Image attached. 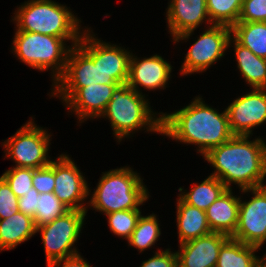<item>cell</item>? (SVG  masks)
I'll use <instances>...</instances> for the list:
<instances>
[{
  "label": "cell",
  "instance_id": "1",
  "mask_svg": "<svg viewBox=\"0 0 266 267\" xmlns=\"http://www.w3.org/2000/svg\"><path fill=\"white\" fill-rule=\"evenodd\" d=\"M234 135L227 142L212 148L203 157L215 169L210 174L228 189L237 184L241 190L265 186L266 143L262 138Z\"/></svg>",
  "mask_w": 266,
  "mask_h": 267
},
{
  "label": "cell",
  "instance_id": "2",
  "mask_svg": "<svg viewBox=\"0 0 266 267\" xmlns=\"http://www.w3.org/2000/svg\"><path fill=\"white\" fill-rule=\"evenodd\" d=\"M161 118L162 135L197 145L202 156L234 136L226 109L219 113L204 104L200 97H195L188 106L174 113H162Z\"/></svg>",
  "mask_w": 266,
  "mask_h": 267
},
{
  "label": "cell",
  "instance_id": "3",
  "mask_svg": "<svg viewBox=\"0 0 266 267\" xmlns=\"http://www.w3.org/2000/svg\"><path fill=\"white\" fill-rule=\"evenodd\" d=\"M14 13L16 31H26L72 40L73 46L80 42L79 21L64 5L52 0H28Z\"/></svg>",
  "mask_w": 266,
  "mask_h": 267
},
{
  "label": "cell",
  "instance_id": "4",
  "mask_svg": "<svg viewBox=\"0 0 266 267\" xmlns=\"http://www.w3.org/2000/svg\"><path fill=\"white\" fill-rule=\"evenodd\" d=\"M145 95L130 88L127 83L119 84L111 96V100L101 115L111 122L113 134L120 142L131 132L146 127L147 132L161 134V115L157 118L151 111ZM153 113V114H152ZM154 116V117H153Z\"/></svg>",
  "mask_w": 266,
  "mask_h": 267
},
{
  "label": "cell",
  "instance_id": "5",
  "mask_svg": "<svg viewBox=\"0 0 266 267\" xmlns=\"http://www.w3.org/2000/svg\"><path fill=\"white\" fill-rule=\"evenodd\" d=\"M100 178L89 202L102 213L139 209L149 197L143 180L129 167L110 170Z\"/></svg>",
  "mask_w": 266,
  "mask_h": 267
},
{
  "label": "cell",
  "instance_id": "6",
  "mask_svg": "<svg viewBox=\"0 0 266 267\" xmlns=\"http://www.w3.org/2000/svg\"><path fill=\"white\" fill-rule=\"evenodd\" d=\"M12 50L18 59L40 71L52 69L55 83L64 73L71 47L63 38L26 31H16Z\"/></svg>",
  "mask_w": 266,
  "mask_h": 267
},
{
  "label": "cell",
  "instance_id": "7",
  "mask_svg": "<svg viewBox=\"0 0 266 267\" xmlns=\"http://www.w3.org/2000/svg\"><path fill=\"white\" fill-rule=\"evenodd\" d=\"M86 213L87 210H69L51 223L36 227V233H41L47 264L78 254L73 246L81 233Z\"/></svg>",
  "mask_w": 266,
  "mask_h": 267
},
{
  "label": "cell",
  "instance_id": "8",
  "mask_svg": "<svg viewBox=\"0 0 266 267\" xmlns=\"http://www.w3.org/2000/svg\"><path fill=\"white\" fill-rule=\"evenodd\" d=\"M87 32V33H86ZM84 30L78 45L97 65L98 84H124L129 76L130 51L94 38Z\"/></svg>",
  "mask_w": 266,
  "mask_h": 267
},
{
  "label": "cell",
  "instance_id": "9",
  "mask_svg": "<svg viewBox=\"0 0 266 267\" xmlns=\"http://www.w3.org/2000/svg\"><path fill=\"white\" fill-rule=\"evenodd\" d=\"M50 135L31 120L22 126L15 135L3 143L6 157L12 158L16 166L38 169L48 166Z\"/></svg>",
  "mask_w": 266,
  "mask_h": 267
},
{
  "label": "cell",
  "instance_id": "10",
  "mask_svg": "<svg viewBox=\"0 0 266 267\" xmlns=\"http://www.w3.org/2000/svg\"><path fill=\"white\" fill-rule=\"evenodd\" d=\"M232 30L225 25L211 24L191 46L181 66V74L203 72L222 58L229 47Z\"/></svg>",
  "mask_w": 266,
  "mask_h": 267
},
{
  "label": "cell",
  "instance_id": "11",
  "mask_svg": "<svg viewBox=\"0 0 266 267\" xmlns=\"http://www.w3.org/2000/svg\"><path fill=\"white\" fill-rule=\"evenodd\" d=\"M241 191L254 196L247 202L240 200L238 225L231 238L260 248L266 241V185Z\"/></svg>",
  "mask_w": 266,
  "mask_h": 267
},
{
  "label": "cell",
  "instance_id": "12",
  "mask_svg": "<svg viewBox=\"0 0 266 267\" xmlns=\"http://www.w3.org/2000/svg\"><path fill=\"white\" fill-rule=\"evenodd\" d=\"M118 85L97 83L82 88H53L52 95L59 94L66 107L79 117V122H84V119L101 117Z\"/></svg>",
  "mask_w": 266,
  "mask_h": 267
},
{
  "label": "cell",
  "instance_id": "13",
  "mask_svg": "<svg viewBox=\"0 0 266 267\" xmlns=\"http://www.w3.org/2000/svg\"><path fill=\"white\" fill-rule=\"evenodd\" d=\"M57 159L53 193L70 210H87L83 201L89 196L90 190L83 174L66 154Z\"/></svg>",
  "mask_w": 266,
  "mask_h": 267
},
{
  "label": "cell",
  "instance_id": "14",
  "mask_svg": "<svg viewBox=\"0 0 266 267\" xmlns=\"http://www.w3.org/2000/svg\"><path fill=\"white\" fill-rule=\"evenodd\" d=\"M234 135L250 136L252 128L266 121V89L253 88L226 108Z\"/></svg>",
  "mask_w": 266,
  "mask_h": 267
},
{
  "label": "cell",
  "instance_id": "15",
  "mask_svg": "<svg viewBox=\"0 0 266 267\" xmlns=\"http://www.w3.org/2000/svg\"><path fill=\"white\" fill-rule=\"evenodd\" d=\"M166 15L174 43L188 39L202 22L211 23L206 0H171Z\"/></svg>",
  "mask_w": 266,
  "mask_h": 267
},
{
  "label": "cell",
  "instance_id": "16",
  "mask_svg": "<svg viewBox=\"0 0 266 267\" xmlns=\"http://www.w3.org/2000/svg\"><path fill=\"white\" fill-rule=\"evenodd\" d=\"M229 238L228 235L211 232L180 244L177 253L178 267H215L220 247Z\"/></svg>",
  "mask_w": 266,
  "mask_h": 267
},
{
  "label": "cell",
  "instance_id": "17",
  "mask_svg": "<svg viewBox=\"0 0 266 267\" xmlns=\"http://www.w3.org/2000/svg\"><path fill=\"white\" fill-rule=\"evenodd\" d=\"M171 70L170 63L157 54L138 60L131 53L127 84L138 93L139 86L148 90L164 89L171 76Z\"/></svg>",
  "mask_w": 266,
  "mask_h": 267
},
{
  "label": "cell",
  "instance_id": "18",
  "mask_svg": "<svg viewBox=\"0 0 266 267\" xmlns=\"http://www.w3.org/2000/svg\"><path fill=\"white\" fill-rule=\"evenodd\" d=\"M71 47L65 71L53 84L54 88H82L97 84V65L78 44Z\"/></svg>",
  "mask_w": 266,
  "mask_h": 267
},
{
  "label": "cell",
  "instance_id": "19",
  "mask_svg": "<svg viewBox=\"0 0 266 267\" xmlns=\"http://www.w3.org/2000/svg\"><path fill=\"white\" fill-rule=\"evenodd\" d=\"M239 197L232 195V189H227L205 211L212 232H219L231 237L238 225Z\"/></svg>",
  "mask_w": 266,
  "mask_h": 267
},
{
  "label": "cell",
  "instance_id": "20",
  "mask_svg": "<svg viewBox=\"0 0 266 267\" xmlns=\"http://www.w3.org/2000/svg\"><path fill=\"white\" fill-rule=\"evenodd\" d=\"M177 228L179 244L210 234L206 212L177 200Z\"/></svg>",
  "mask_w": 266,
  "mask_h": 267
},
{
  "label": "cell",
  "instance_id": "21",
  "mask_svg": "<svg viewBox=\"0 0 266 267\" xmlns=\"http://www.w3.org/2000/svg\"><path fill=\"white\" fill-rule=\"evenodd\" d=\"M36 233L34 219L22 212L0 220V251L16 248Z\"/></svg>",
  "mask_w": 266,
  "mask_h": 267
},
{
  "label": "cell",
  "instance_id": "22",
  "mask_svg": "<svg viewBox=\"0 0 266 267\" xmlns=\"http://www.w3.org/2000/svg\"><path fill=\"white\" fill-rule=\"evenodd\" d=\"M230 43L234 44L237 67L248 85L252 88L266 89V59L258 57L233 37L229 40V47Z\"/></svg>",
  "mask_w": 266,
  "mask_h": 267
},
{
  "label": "cell",
  "instance_id": "23",
  "mask_svg": "<svg viewBox=\"0 0 266 267\" xmlns=\"http://www.w3.org/2000/svg\"><path fill=\"white\" fill-rule=\"evenodd\" d=\"M258 249L229 237L220 247L215 267H255L262 259L254 254Z\"/></svg>",
  "mask_w": 266,
  "mask_h": 267
},
{
  "label": "cell",
  "instance_id": "24",
  "mask_svg": "<svg viewBox=\"0 0 266 267\" xmlns=\"http://www.w3.org/2000/svg\"><path fill=\"white\" fill-rule=\"evenodd\" d=\"M228 188L216 177L209 175L201 184L193 185L190 192H181L178 196L184 203L206 211Z\"/></svg>",
  "mask_w": 266,
  "mask_h": 267
},
{
  "label": "cell",
  "instance_id": "25",
  "mask_svg": "<svg viewBox=\"0 0 266 267\" xmlns=\"http://www.w3.org/2000/svg\"><path fill=\"white\" fill-rule=\"evenodd\" d=\"M231 30L239 44L266 59V22H238Z\"/></svg>",
  "mask_w": 266,
  "mask_h": 267
},
{
  "label": "cell",
  "instance_id": "26",
  "mask_svg": "<svg viewBox=\"0 0 266 267\" xmlns=\"http://www.w3.org/2000/svg\"><path fill=\"white\" fill-rule=\"evenodd\" d=\"M244 0H206L207 13L212 24L232 28L238 23Z\"/></svg>",
  "mask_w": 266,
  "mask_h": 267
},
{
  "label": "cell",
  "instance_id": "27",
  "mask_svg": "<svg viewBox=\"0 0 266 267\" xmlns=\"http://www.w3.org/2000/svg\"><path fill=\"white\" fill-rule=\"evenodd\" d=\"M158 222L155 214L141 215L131 237L127 240L128 244L138 248L140 252L153 246L161 235Z\"/></svg>",
  "mask_w": 266,
  "mask_h": 267
},
{
  "label": "cell",
  "instance_id": "28",
  "mask_svg": "<svg viewBox=\"0 0 266 267\" xmlns=\"http://www.w3.org/2000/svg\"><path fill=\"white\" fill-rule=\"evenodd\" d=\"M69 210L53 192L40 193L34 218L35 226L38 227L51 223Z\"/></svg>",
  "mask_w": 266,
  "mask_h": 267
},
{
  "label": "cell",
  "instance_id": "29",
  "mask_svg": "<svg viewBox=\"0 0 266 267\" xmlns=\"http://www.w3.org/2000/svg\"><path fill=\"white\" fill-rule=\"evenodd\" d=\"M110 230L117 236L128 240L141 216L140 209L122 210L105 214Z\"/></svg>",
  "mask_w": 266,
  "mask_h": 267
},
{
  "label": "cell",
  "instance_id": "30",
  "mask_svg": "<svg viewBox=\"0 0 266 267\" xmlns=\"http://www.w3.org/2000/svg\"><path fill=\"white\" fill-rule=\"evenodd\" d=\"M33 172V168L13 167L6 170L1 177L8 183L14 194L20 198L31 192Z\"/></svg>",
  "mask_w": 266,
  "mask_h": 267
},
{
  "label": "cell",
  "instance_id": "31",
  "mask_svg": "<svg viewBox=\"0 0 266 267\" xmlns=\"http://www.w3.org/2000/svg\"><path fill=\"white\" fill-rule=\"evenodd\" d=\"M33 188L39 193H51L55 187V161L48 166L34 169L32 178Z\"/></svg>",
  "mask_w": 266,
  "mask_h": 267
},
{
  "label": "cell",
  "instance_id": "32",
  "mask_svg": "<svg viewBox=\"0 0 266 267\" xmlns=\"http://www.w3.org/2000/svg\"><path fill=\"white\" fill-rule=\"evenodd\" d=\"M19 212L18 197L8 183L0 176V220Z\"/></svg>",
  "mask_w": 266,
  "mask_h": 267
},
{
  "label": "cell",
  "instance_id": "33",
  "mask_svg": "<svg viewBox=\"0 0 266 267\" xmlns=\"http://www.w3.org/2000/svg\"><path fill=\"white\" fill-rule=\"evenodd\" d=\"M266 22V0H244L238 22Z\"/></svg>",
  "mask_w": 266,
  "mask_h": 267
},
{
  "label": "cell",
  "instance_id": "34",
  "mask_svg": "<svg viewBox=\"0 0 266 267\" xmlns=\"http://www.w3.org/2000/svg\"><path fill=\"white\" fill-rule=\"evenodd\" d=\"M140 267H178L177 253L171 252L169 249L165 251H157L152 258L142 262Z\"/></svg>",
  "mask_w": 266,
  "mask_h": 267
},
{
  "label": "cell",
  "instance_id": "35",
  "mask_svg": "<svg viewBox=\"0 0 266 267\" xmlns=\"http://www.w3.org/2000/svg\"><path fill=\"white\" fill-rule=\"evenodd\" d=\"M39 194L40 193L35 188H31V192H28L27 194H24V196L18 198L19 211L31 216L34 219L37 210Z\"/></svg>",
  "mask_w": 266,
  "mask_h": 267
},
{
  "label": "cell",
  "instance_id": "36",
  "mask_svg": "<svg viewBox=\"0 0 266 267\" xmlns=\"http://www.w3.org/2000/svg\"><path fill=\"white\" fill-rule=\"evenodd\" d=\"M63 264V265H61ZM47 267H93L80 254L69 258L58 259L47 264Z\"/></svg>",
  "mask_w": 266,
  "mask_h": 267
},
{
  "label": "cell",
  "instance_id": "37",
  "mask_svg": "<svg viewBox=\"0 0 266 267\" xmlns=\"http://www.w3.org/2000/svg\"><path fill=\"white\" fill-rule=\"evenodd\" d=\"M255 267H266V261L262 258Z\"/></svg>",
  "mask_w": 266,
  "mask_h": 267
}]
</instances>
